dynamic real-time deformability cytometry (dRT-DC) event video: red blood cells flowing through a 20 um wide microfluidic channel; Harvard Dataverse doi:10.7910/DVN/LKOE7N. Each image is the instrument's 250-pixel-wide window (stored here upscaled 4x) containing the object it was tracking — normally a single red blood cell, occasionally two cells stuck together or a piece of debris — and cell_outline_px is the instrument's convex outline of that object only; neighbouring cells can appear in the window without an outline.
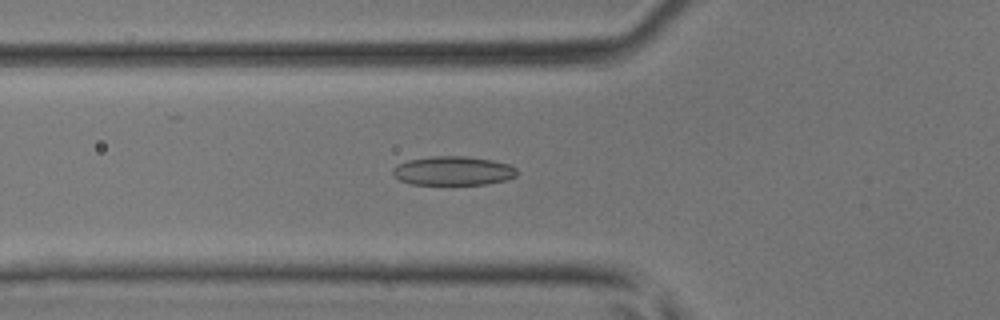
{"species": "common noctule bat (a hibernating species)", "species_latin": "Nyctalus noctula", "temperature_condition": "room temperature", "stored_images_in_passage": 42, "camera_frame_rate_fps": 3000, "um_per_image_px": 0.085, "animal": {"sex": "male", "body_mass_g": 17.9, "forearm_length_mm": 54.2}, "frame": {"image": 1, "passage_image": 15, "time_ms": 4.667, "image_size_px": [1000, 320], "cell_outline_px": [[516, 176], [508, 180], [484, 184], [412, 184], [400, 180], [392, 176], [392, 168], [396, 164], [408, 160], [432, 156], [464, 156], [492, 160], [508, 164], [516, 168]], "centroid_in_image_um": [38.48, 14.52], "position_along_channel_um": 87.3, "area_um2": 21.04}}
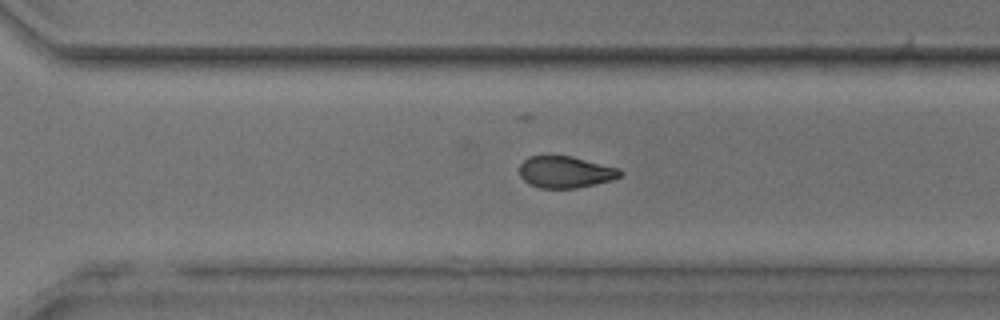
{"frame": {"image": 2, "passage_image": 30, "time_ms": 9.667, "image_size_px": [1000, 320], "cell_outline_px": [[624, 172], [620, 176], [612, 180], [596, 184], [576, 188], [540, 188], [528, 184], [520, 176], [520, 164], [528, 156], [572, 156], [620, 168]], "centroid_in_image_um": [48.08, 14.62], "position_along_channel_um": 322.5, "area_um2": 18.73}}
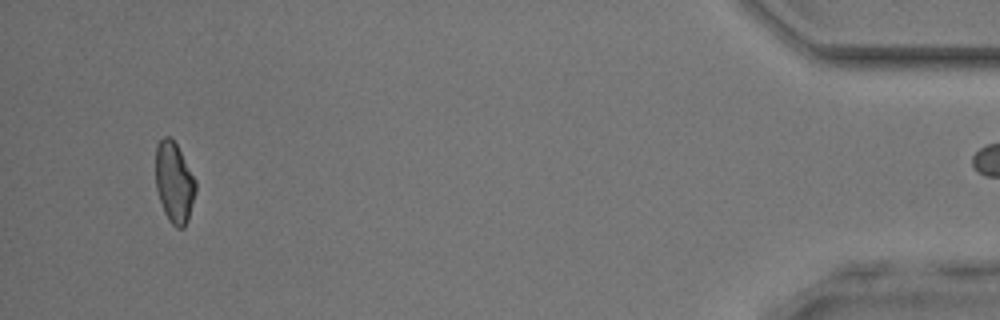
{"frame": {"image": 3, "passage_image": 41, "time_ms": 13.333, "image_size_px": [1000, 320], "cell_outline_px": [[196, 192], [188, 220], [184, 228], [176, 228], [168, 220], [164, 212], [156, 188], [156, 144], [164, 136], [168, 136], [176, 144], [196, 180]], "centroid_in_image_um": [14.81, 15.54], "position_along_channel_um": 420.4, "area_um2": 18.79}}